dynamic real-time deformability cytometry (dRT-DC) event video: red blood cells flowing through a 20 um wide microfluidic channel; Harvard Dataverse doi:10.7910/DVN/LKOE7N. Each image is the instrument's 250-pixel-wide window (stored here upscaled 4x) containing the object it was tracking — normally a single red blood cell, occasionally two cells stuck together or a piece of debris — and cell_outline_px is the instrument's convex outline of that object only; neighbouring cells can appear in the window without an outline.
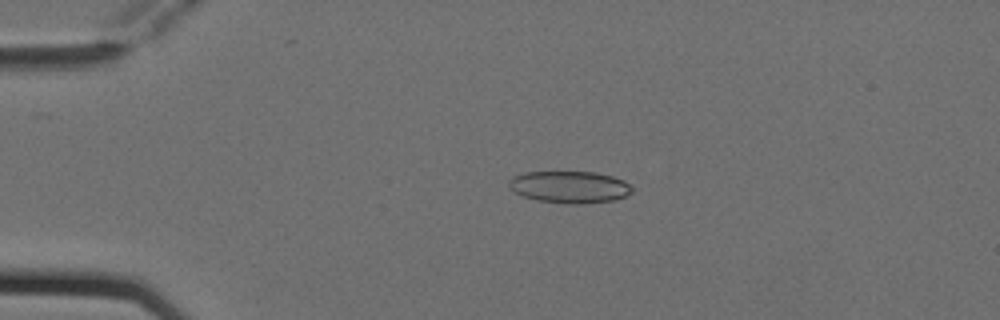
{"species": "Egyptian fruit bat (a non-hibernating species)", "species_latin": "Rousettus aegyptiacus", "temperature_condition": "cold", "stored_images_in_passage": 4, "camera_frame_rate_fps": 3000, "um_per_image_px": 0.085, "animal": {"sex": "female"}, "frame": {"image": 1, "passage_image": 3, "time_ms": 0.667, "image_size_px": [1000, 320], "cell_outline_px": [[632, 192], [616, 200], [584, 204], [568, 204], [536, 200], [512, 192], [508, 188], [508, 180], [512, 176], [524, 172], [596, 172], [612, 176], [624, 180], [632, 188]], "centroid_in_image_um": [48.38, 15.9], "position_along_channel_um": 36.6, "area_um2": 23.24}}